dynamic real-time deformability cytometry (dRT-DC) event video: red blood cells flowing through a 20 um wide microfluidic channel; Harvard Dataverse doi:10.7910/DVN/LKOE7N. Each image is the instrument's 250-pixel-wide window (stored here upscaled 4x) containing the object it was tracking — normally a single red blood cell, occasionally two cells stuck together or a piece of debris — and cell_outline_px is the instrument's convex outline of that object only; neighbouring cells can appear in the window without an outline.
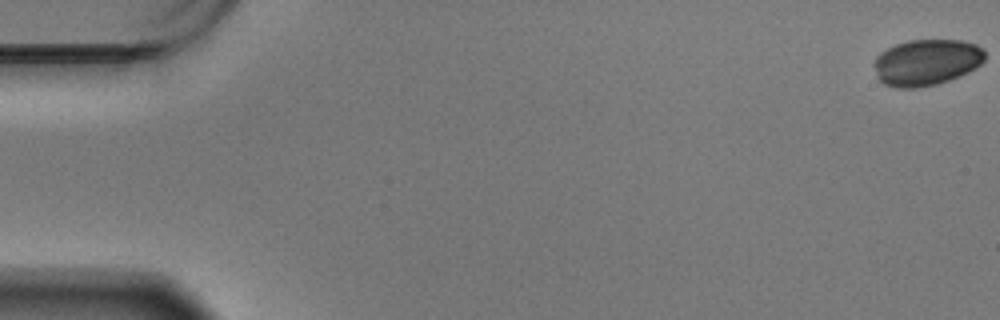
{"species": "Egyptian fruit bat (a non-hibernating species)", "species_latin": "Rousettus aegyptiacus", "temperature_condition": "warm", "stored_images_in_passage": 14, "camera_frame_rate_fps": 3000, "um_per_image_px": 0.085, "animal": {"sex": "male"}, "frame": {"image": 1, "passage_image": 1, "time_ms": 0.0, "image_size_px": [1000, 320], "cell_outline_px": [[984, 60], [976, 68], [948, 80], [936, 84], [916, 88], [900, 88], [884, 84], [876, 76], [872, 64], [876, 56], [880, 52], [896, 44], [908, 40], [960, 40], [976, 44], [984, 48]], "centroid_in_image_um": [78.72, 5.29], "position_along_channel_um": 6.3, "area_um2": 29.94}}